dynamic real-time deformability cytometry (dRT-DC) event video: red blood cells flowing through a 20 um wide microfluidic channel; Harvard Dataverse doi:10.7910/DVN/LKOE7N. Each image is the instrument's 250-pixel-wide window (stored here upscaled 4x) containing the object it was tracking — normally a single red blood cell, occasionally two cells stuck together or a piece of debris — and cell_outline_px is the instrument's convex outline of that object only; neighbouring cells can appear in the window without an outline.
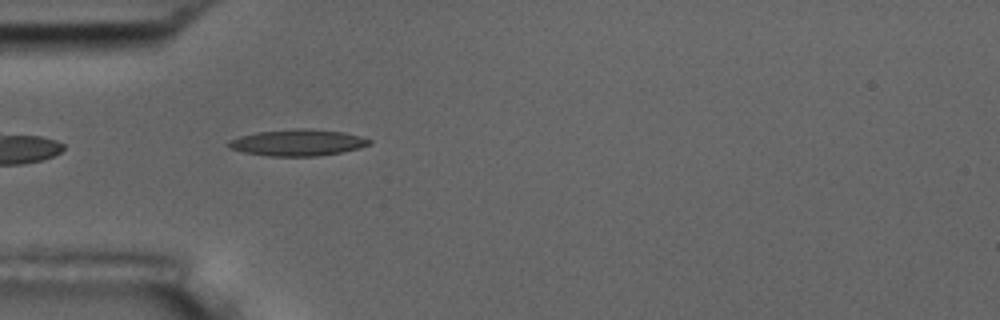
{"species": "common noctule bat (a hibernating species)", "species_latin": "Nyctalus noctula", "temperature_condition": "room temperature", "stored_images_in_passage": 6, "camera_frame_rate_fps": 3000, "um_per_image_px": 0.085, "animal": {"sex": "male", "body_mass_g": 17.5, "forearm_length_mm": 52.3}, "frame": {"image": 1, "passage_image": 5, "time_ms": 4.667, "image_size_px": [1000, 320], "cell_outline_px": [[372, 144], [360, 148], [340, 152], [316, 156], [268, 156], [244, 152], [228, 148], [224, 144], [228, 140], [240, 136], [256, 132], [296, 128], [312, 128], [344, 132], [360, 136], [372, 140]], "centroid_in_image_um": [25.28, 12.11], "position_along_channel_um": 59.7, "area_um2": 21.96}}